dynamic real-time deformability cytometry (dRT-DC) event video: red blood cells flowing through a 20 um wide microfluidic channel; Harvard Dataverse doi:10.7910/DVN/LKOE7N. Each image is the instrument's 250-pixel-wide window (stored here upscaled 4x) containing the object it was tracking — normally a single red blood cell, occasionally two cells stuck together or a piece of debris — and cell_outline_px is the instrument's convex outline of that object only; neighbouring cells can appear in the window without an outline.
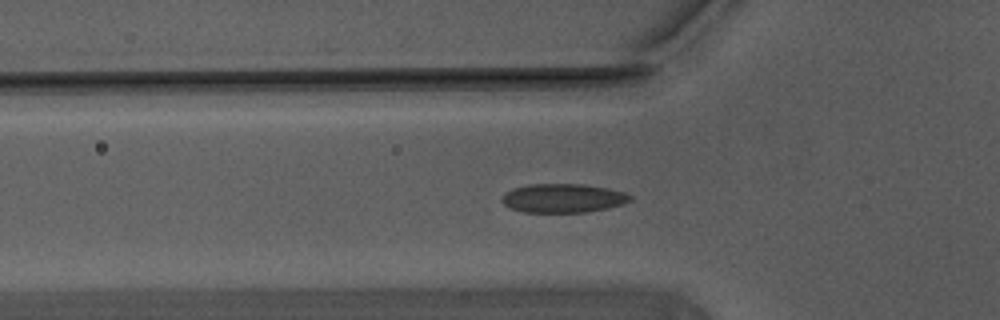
{"species": "Egyptian fruit bat (a non-hibernating species)", "species_latin": "Rousettus aegyptiacus", "temperature_condition": "warm", "stored_images_in_passage": 51, "camera_frame_rate_fps": 3000, "um_per_image_px": 0.085, "animal": {"sex": "male"}, "frame": {"image": 1, "passage_image": 18, "time_ms": 5.667, "image_size_px": [1000, 320], "cell_outline_px": [[632, 200], [624, 204], [608, 208], [588, 212], [524, 212], [508, 208], [500, 200], [504, 192], [528, 184], [584, 184], [608, 188], [624, 192], [632, 196]], "centroid_in_image_um": [47.86, 16.85], "position_along_channel_um": 77.9, "area_um2": 21.79}}
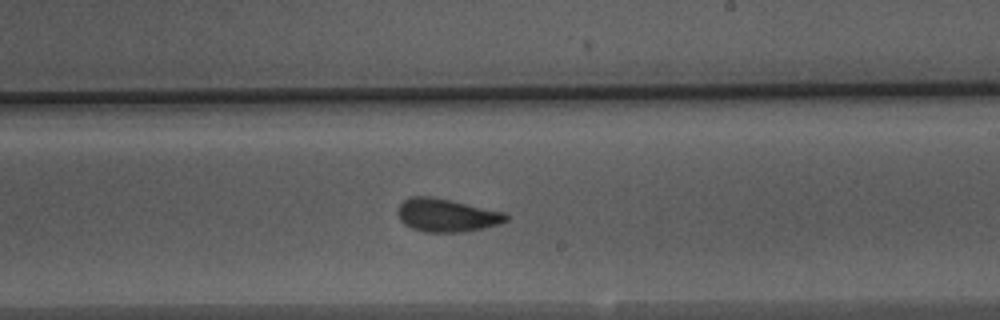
{"frame": {"image": 2, "passage_image": 32, "time_ms": 10.333, "image_size_px": [1000, 320], "cell_outline_px": [[508, 220], [500, 224], [460, 232], [424, 232], [412, 228], [404, 224], [400, 220], [396, 212], [396, 208], [404, 200], [412, 196], [432, 196], [504, 212], [508, 216]], "centroid_in_image_um": [37.91, 18.29], "position_along_channel_um": 251.1, "area_um2": 20.87}}
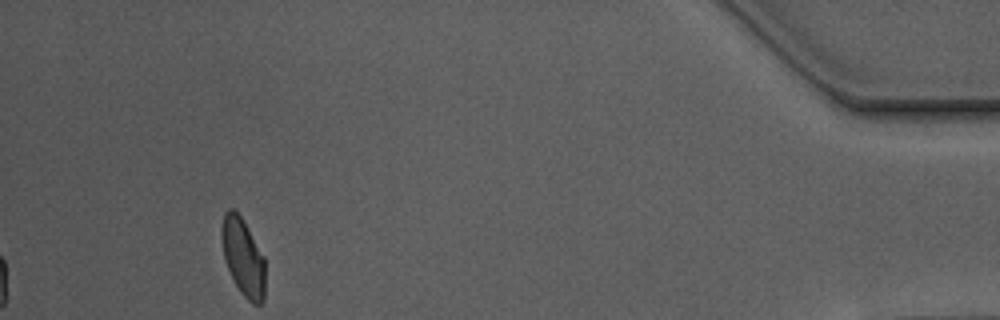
{"frame": {"image": 3, "passage_image": 51, "time_ms": 16.667, "image_size_px": [1000, 320], "cell_outline_px": [[264, 300], [260, 304], [252, 304], [240, 292], [228, 268], [224, 256], [220, 236], [220, 228], [224, 212], [228, 208], [232, 208], [240, 216], [264, 256]], "centroid_in_image_um": [20.64, 21.84], "position_along_channel_um": 414.6, "area_um2": 19.48}, "authors_computed_cell_mechanics": {"area_um2": 21.0392, "velocity_mm_per_s": 3.7075, "shape_relaxation_time_tau1_ms": 4.1163, "shape_relaxation_time_tau2_ms": 1.0008, "deformation_change_tau1": 0.1134, "deformation_change_tau2": 0.0658}}